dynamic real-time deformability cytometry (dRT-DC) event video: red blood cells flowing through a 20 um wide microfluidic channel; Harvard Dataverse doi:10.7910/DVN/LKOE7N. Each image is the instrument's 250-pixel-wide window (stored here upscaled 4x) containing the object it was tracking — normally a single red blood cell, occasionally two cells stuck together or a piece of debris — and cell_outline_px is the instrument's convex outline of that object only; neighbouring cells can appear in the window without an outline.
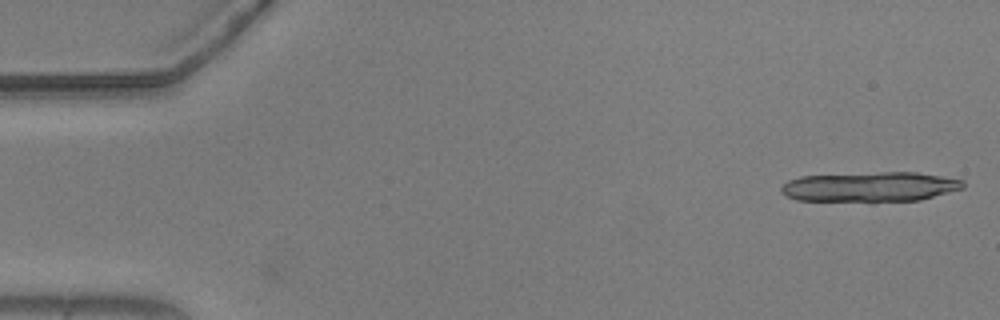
{"species": "common noctule bat (a hibernating species)", "species_latin": "Nyctalus noctula", "temperature_condition": "warm", "stored_images_in_passage": 14, "camera_frame_rate_fps": 3000, "um_per_image_px": 0.085, "animal": {"sex": "male", "body_mass_g": 20.5, "forearm_length_mm": 52.5}, "frame": {"image": 1, "passage_image": 1, "time_ms": 0.0, "image_size_px": [1000, 320], "cell_outline_px": [[964, 188], [920, 200], [872, 204], [796, 200], [780, 192], [780, 188], [788, 180], [800, 176], [880, 172], [916, 172], [964, 180]], "centroid_in_image_um": [73.93, 15.93], "position_along_channel_um": 11.1, "area_um2": 32.89}}